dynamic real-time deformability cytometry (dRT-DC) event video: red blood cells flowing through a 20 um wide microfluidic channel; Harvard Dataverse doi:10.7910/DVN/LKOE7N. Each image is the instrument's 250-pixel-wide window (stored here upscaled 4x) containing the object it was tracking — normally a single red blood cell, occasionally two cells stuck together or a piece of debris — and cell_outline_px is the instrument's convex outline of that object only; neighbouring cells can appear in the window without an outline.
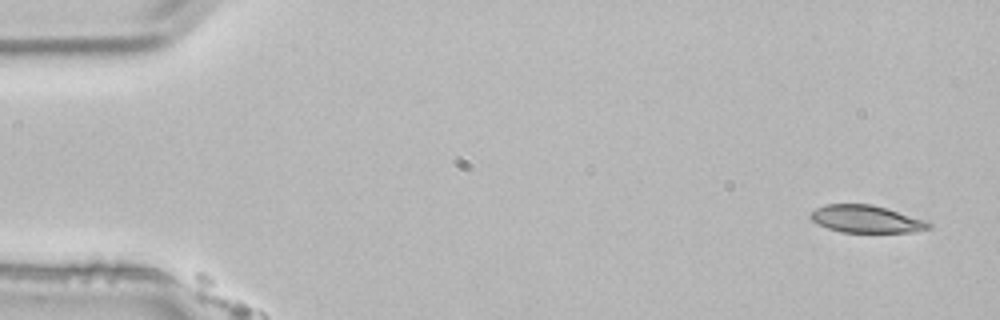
{"species": "common noctule bat (a hibernating species)", "species_latin": "Nyctalus noctula", "temperature_condition": "room temperature", "stored_images_in_passage": 9, "camera_frame_rate_fps": 3000, "um_per_image_px": 0.085, "animal": {"sex": "male", "body_mass_g": 21.5, "forearm_length_mm": 52.0}, "frame": {"image": 1, "passage_image": 1, "time_ms": 0.0, "image_size_px": [1000, 320], "cell_outline_px": [[932, 228], [916, 232], [840, 232], [828, 228], [812, 220], [808, 216], [816, 208], [824, 204], [872, 204], [924, 220], [932, 224]], "centroid_in_image_um": [73.62, 18.62], "position_along_channel_um": 11.4, "area_um2": 18.73}}
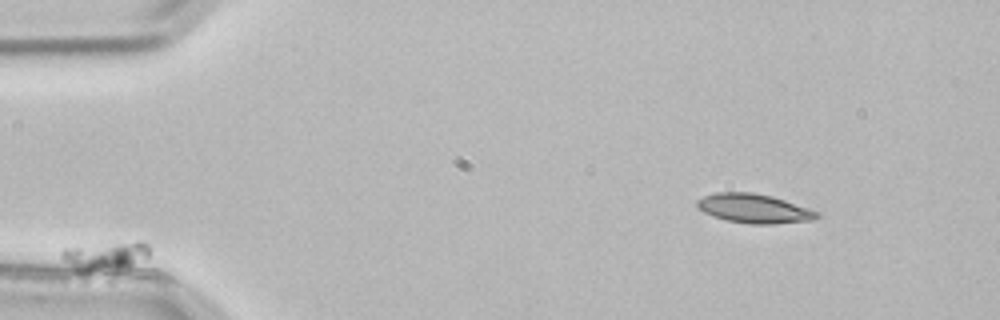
{"frame": {"image": 2, "passage_image": 2, "time_ms": 0.333, "image_size_px": [1000, 320], "cell_outline_px": [[148, 256], [128, 264], [80, 276], [60, 256], [60, 252], [64, 248], [136, 240], [140, 240], [148, 244]], "centroid_in_image_um": [8.83, 21.75], "position_along_channel_um": 76.2, "area_um2": 14.57}}
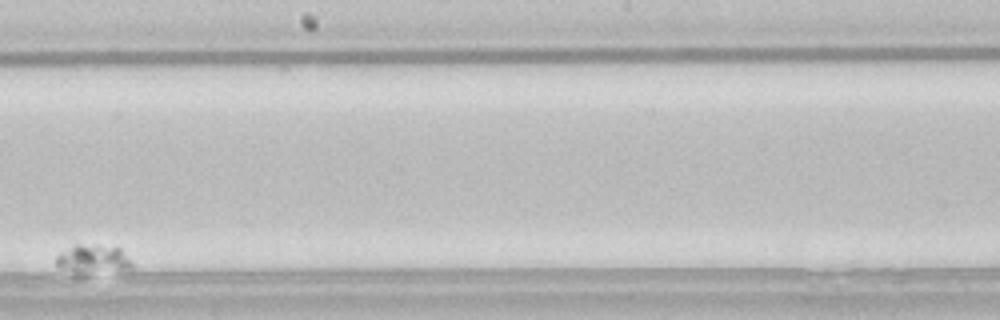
{"frame": {"image": 3, "passage_image": 7, "time_ms": 2.0, "image_size_px": [1000, 320], "cell_outline_px": [[132, 268], [84, 276], [72, 276], [60, 268], [56, 264], [56, 256], [60, 252], [76, 244], [100, 244], [120, 248], [132, 264]], "centroid_in_image_um": [7.82, 22.08], "position_along_channel_um": 240.4, "area_um2": 13.47}}